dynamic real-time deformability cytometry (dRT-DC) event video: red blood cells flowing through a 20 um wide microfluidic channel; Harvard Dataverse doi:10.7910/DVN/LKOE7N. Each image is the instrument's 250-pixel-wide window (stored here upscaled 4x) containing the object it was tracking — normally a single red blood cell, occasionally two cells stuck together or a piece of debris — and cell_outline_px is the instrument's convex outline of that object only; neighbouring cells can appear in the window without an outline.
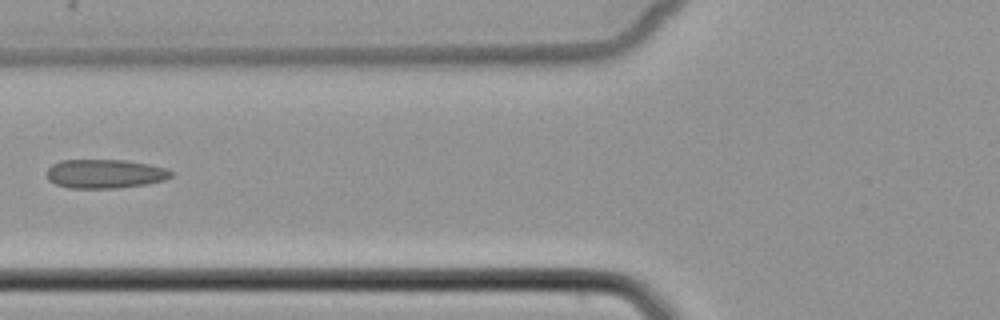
{"species": "common noctule bat (a hibernating species)", "species_latin": "Nyctalus noctula", "temperature_condition": "cold", "stored_images_in_passage": 6, "camera_frame_rate_fps": 3000, "um_per_image_px": 0.085, "animal": {"sex": "female", "body_mass_g": 22.7, "forearm_length_mm": 54.2}, "frame": {"image": 1, "passage_image": 6, "time_ms": 6.0, "image_size_px": [1000, 320], "cell_outline_px": [[172, 176], [164, 180], [148, 184], [120, 188], [68, 188], [56, 184], [48, 180], [48, 168], [52, 164], [60, 160], [124, 160], [148, 164], [168, 168], [172, 172]], "centroid_in_image_um": [8.94, 14.77], "position_along_channel_um": 116.9, "area_um2": 21.1}}